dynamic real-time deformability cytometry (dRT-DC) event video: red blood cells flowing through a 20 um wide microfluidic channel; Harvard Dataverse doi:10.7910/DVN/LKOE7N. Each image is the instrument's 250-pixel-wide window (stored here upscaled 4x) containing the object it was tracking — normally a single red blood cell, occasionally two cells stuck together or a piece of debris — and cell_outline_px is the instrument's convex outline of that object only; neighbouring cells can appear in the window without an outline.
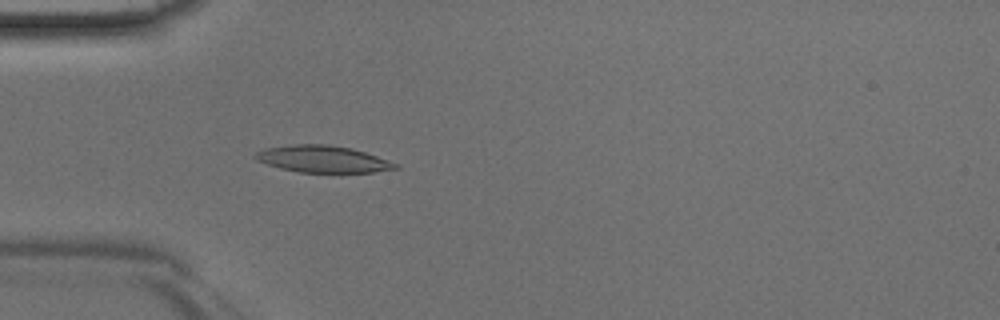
{"species": "Egyptian fruit bat (a non-hibernating species)", "species_latin": "Rousettus aegyptiacus", "temperature_condition": "room temperature", "stored_images_in_passage": 38, "camera_frame_rate_fps": 3000, "um_per_image_px": 0.085, "animal": {"sex": "male"}, "frame": {"image": 1, "passage_image": 6, "time_ms": 1.667, "image_size_px": [1000, 320], "cell_outline_px": [[400, 168], [372, 172], [300, 172], [280, 168], [256, 160], [252, 156], [256, 152], [264, 148], [292, 144], [328, 144], [352, 148], [400, 164]], "centroid_in_image_um": [27.42, 13.51], "position_along_channel_um": 57.6, "area_um2": 21.91}}
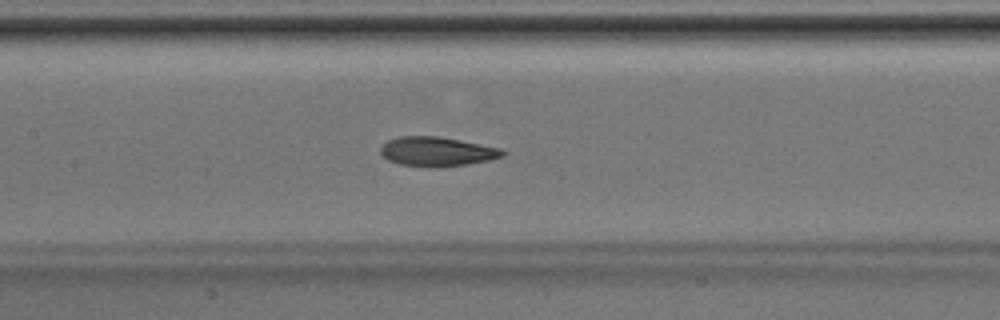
{"frame": {"image": 2, "passage_image": 14, "time_ms": 4.333, "image_size_px": [1000, 320], "cell_outline_px": [[508, 152], [504, 156], [488, 160], [464, 164], [436, 168], [400, 164], [388, 160], [380, 152], [380, 148], [388, 140], [400, 136], [436, 136], [460, 140], [500, 148]], "centroid_in_image_um": [37.14, 12.88], "position_along_channel_um": 170.3, "area_um2": 20.75}}
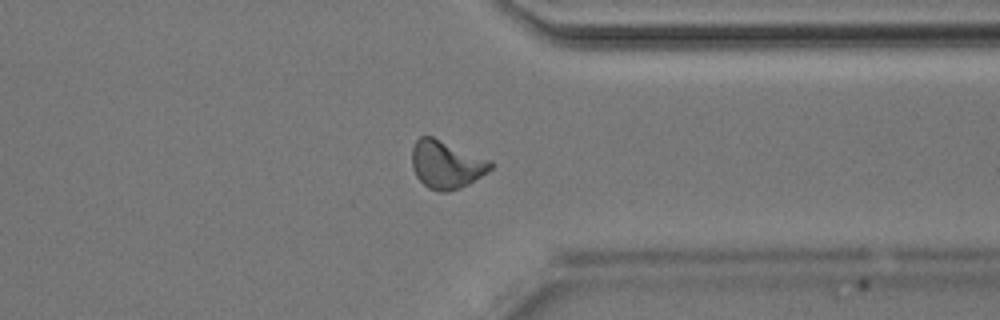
{"frame": {"image": 3, "passage_image": 28, "time_ms": 9.0, "image_size_px": [1000, 320], "cell_outline_px": [[492, 168], [488, 172], [468, 184], [460, 188], [448, 192], [440, 192], [428, 188], [416, 176], [412, 168], [412, 148], [416, 140], [420, 136], [432, 136], [492, 160]], "centroid_in_image_um": [37.94, 13.98], "position_along_channel_um": 373.5, "area_um2": 22.08}}